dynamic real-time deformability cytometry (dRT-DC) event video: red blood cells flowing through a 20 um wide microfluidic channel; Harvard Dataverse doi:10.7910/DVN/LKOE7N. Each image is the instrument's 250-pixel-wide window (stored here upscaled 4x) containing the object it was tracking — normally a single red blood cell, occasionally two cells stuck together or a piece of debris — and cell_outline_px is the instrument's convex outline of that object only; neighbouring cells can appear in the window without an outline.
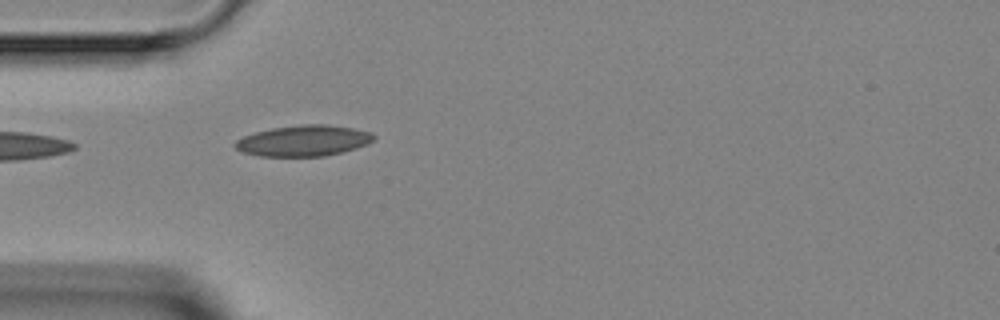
{"species": "Egyptian fruit bat (a non-hibernating species)", "species_latin": "Rousettus aegyptiacus", "temperature_condition": "room temperature", "stored_images_in_passage": 3, "camera_frame_rate_fps": 3000, "um_per_image_px": 0.085, "animal": {"sex": "female"}, "frame": {"image": 1, "passage_image": 3, "time_ms": 2.667, "image_size_px": [1000, 320], "cell_outline_px": [[376, 136], [368, 144], [356, 148], [324, 156], [260, 156], [244, 152], [236, 148], [232, 144], [236, 140], [244, 136], [256, 132], [272, 128], [300, 124], [324, 124], [352, 128], [372, 132]], "centroid_in_image_um": [25.8, 11.95], "position_along_channel_um": 59.2, "area_um2": 24.85}}